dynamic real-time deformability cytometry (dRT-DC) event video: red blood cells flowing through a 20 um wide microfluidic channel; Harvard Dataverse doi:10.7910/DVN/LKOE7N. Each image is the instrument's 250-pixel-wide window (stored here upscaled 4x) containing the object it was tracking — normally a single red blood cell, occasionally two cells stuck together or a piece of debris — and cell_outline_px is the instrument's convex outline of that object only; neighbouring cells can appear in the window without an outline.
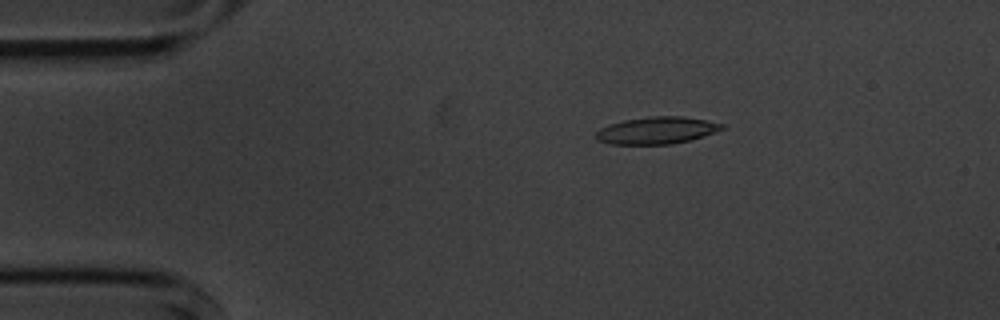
{"species": "common noctule bat (a hibernating species)", "species_latin": "Nyctalus noctula", "temperature_condition": "cold", "stored_images_in_passage": 8, "camera_frame_rate_fps": 3000, "um_per_image_px": 0.085, "animal": {"sex": "male", "body_mass_g": 20.1, "forearm_length_mm": 53.5}, "frame": {"image": 1, "passage_image": 3, "time_ms": 2.333, "image_size_px": [1000, 320], "cell_outline_px": [[724, 128], [688, 140], [672, 144], [612, 144], [596, 140], [596, 132], [600, 128], [608, 124], [624, 120], [648, 116], [680, 116], [704, 120], [724, 124]], "centroid_in_image_um": [55.74, 11.08], "position_along_channel_um": 29.3, "area_um2": 19.59}}
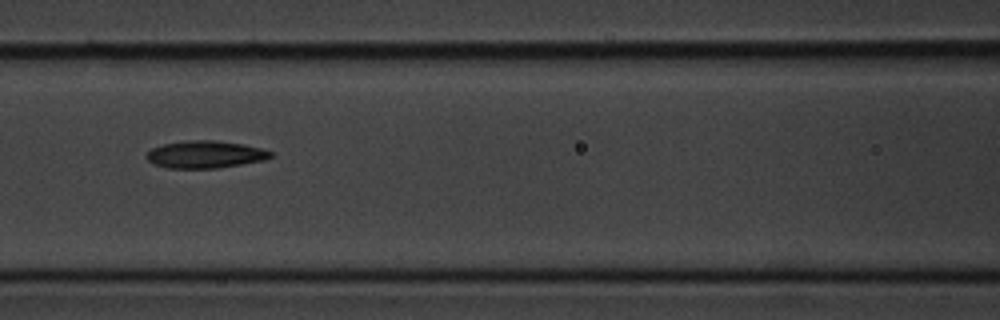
{"frame": {"image": 2, "passage_image": 7, "time_ms": 7.0, "image_size_px": [1000, 320], "cell_outline_px": [[272, 156], [264, 160], [216, 168], [168, 168], [152, 164], [144, 156], [152, 148], [164, 144], [188, 140], [216, 140], [244, 144], [260, 148], [272, 152]], "centroid_in_image_um": [17.41, 13.12], "position_along_channel_um": 149.2, "area_um2": 19.71}}
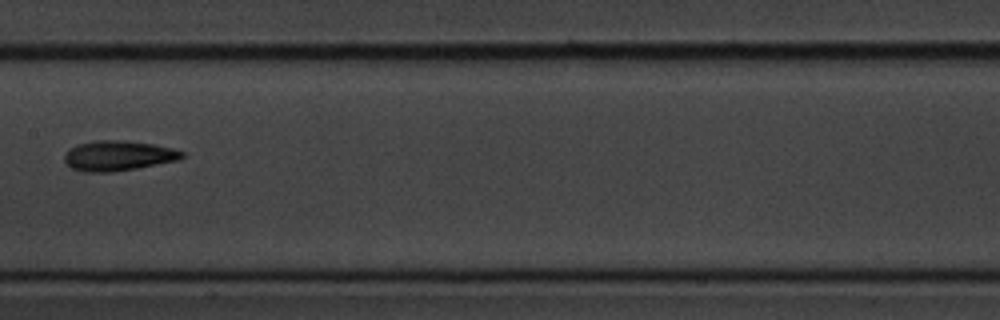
{"frame": {"image": 3, "passage_image": 8, "time_ms": 8.333, "image_size_px": [1000, 320], "cell_outline_px": [[184, 156], [180, 160], [136, 168], [112, 172], [84, 172], [72, 168], [64, 160], [64, 156], [76, 144], [96, 140], [120, 140], [152, 144], [172, 148], [184, 152]], "centroid_in_image_um": [10.06, 13.24], "position_along_channel_um": 197.3, "area_um2": 20.46}}